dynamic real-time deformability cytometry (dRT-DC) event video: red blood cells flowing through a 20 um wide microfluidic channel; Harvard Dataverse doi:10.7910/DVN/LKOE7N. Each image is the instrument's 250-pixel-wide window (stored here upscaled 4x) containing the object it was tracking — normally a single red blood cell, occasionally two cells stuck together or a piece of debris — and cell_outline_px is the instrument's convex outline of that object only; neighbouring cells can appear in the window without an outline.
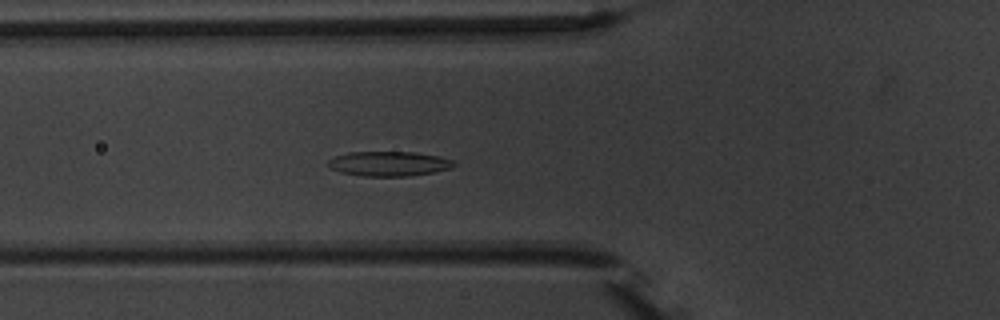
{"species": "common noctule bat (a hibernating species)", "species_latin": "Nyctalus noctula", "temperature_condition": "warm", "stored_images_in_passage": 4, "camera_frame_rate_fps": 3000, "um_per_image_px": 0.085, "animal": {"sex": "male", "body_mass_g": 20.1, "forearm_length_mm": 53.5}, "frame": {"image": 1, "passage_image": 4, "time_ms": 3.333, "image_size_px": [1000, 320], "cell_outline_px": [[456, 164], [452, 168], [412, 176], [364, 176], [340, 172], [332, 168], [328, 164], [328, 160], [336, 156], [348, 152], [416, 152], [440, 156], [452, 160]], "centroid_in_image_um": [33.09, 13.91], "position_along_channel_um": 92.7, "area_um2": 18.09}}